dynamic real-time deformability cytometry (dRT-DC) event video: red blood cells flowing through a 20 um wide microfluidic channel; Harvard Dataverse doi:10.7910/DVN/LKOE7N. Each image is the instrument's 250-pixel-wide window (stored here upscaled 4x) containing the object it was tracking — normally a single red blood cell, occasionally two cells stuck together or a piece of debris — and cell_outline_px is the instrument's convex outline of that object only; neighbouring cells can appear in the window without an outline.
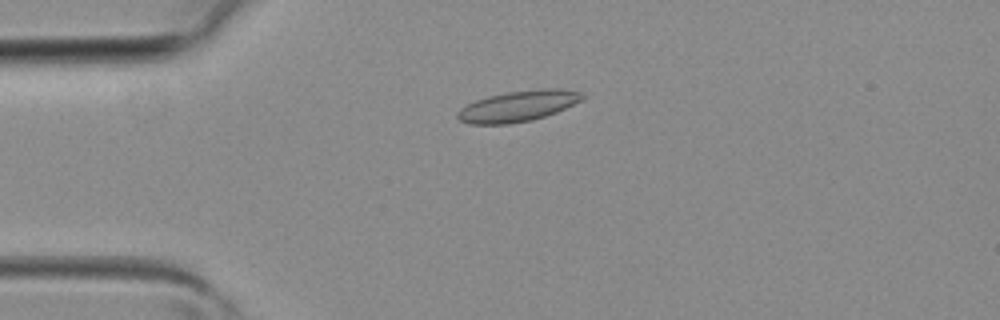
{"species": "common noctule bat (a hibernating species)", "species_latin": "Nyctalus noctula", "temperature_condition": "room temperature", "stored_images_in_passage": 2, "camera_frame_rate_fps": 3000, "um_per_image_px": 0.085, "animal": {"sex": "female", "body_mass_g": 19.3, "forearm_length_mm": 54.1}, "frame": {"image": 1, "passage_image": 2, "time_ms": 0.333, "image_size_px": [1000, 320], "cell_outline_px": [[584, 96], [580, 100], [556, 112], [532, 120], [508, 124], [468, 124], [460, 120], [456, 116], [456, 112], [460, 108], [476, 100], [488, 96], [508, 92], [544, 88], [560, 88], [580, 92]], "centroid_in_image_um": [43.98, 9.02], "position_along_channel_um": 41.0, "area_um2": 22.2}}